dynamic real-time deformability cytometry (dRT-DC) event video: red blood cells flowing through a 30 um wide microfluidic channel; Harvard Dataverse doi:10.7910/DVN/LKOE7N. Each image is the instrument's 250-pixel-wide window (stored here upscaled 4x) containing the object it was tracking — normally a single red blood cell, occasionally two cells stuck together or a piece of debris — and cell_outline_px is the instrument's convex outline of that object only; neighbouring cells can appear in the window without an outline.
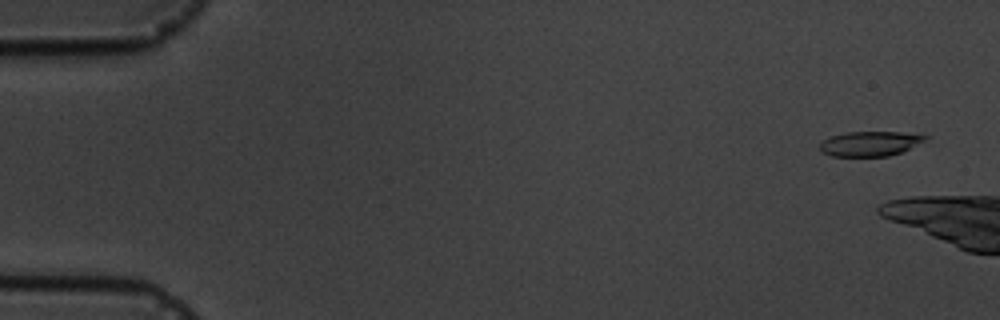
{"species": "common noctule bat (a hibernating species)", "species_latin": "Nyctalus noctula", "temperature_condition": "cold", "stored_images_in_passage": 3, "camera_frame_rate_fps": 3000, "um_per_image_px": 0.085, "animal": {"sex": "male", "body_mass_g": 19.5, "forearm_length_mm": 54.6}, "frame": {"image": 1, "passage_image": 1, "time_ms": 0.0, "image_size_px": [1000, 320], "cell_outline_px": [[932, 136], [900, 152], [888, 156], [832, 156], [820, 152], [820, 144], [824, 140], [832, 136], [844, 132], [900, 132]], "centroid_in_image_um": [73.91, 12.21], "position_along_channel_um": 11.1, "area_um2": 15.03}}